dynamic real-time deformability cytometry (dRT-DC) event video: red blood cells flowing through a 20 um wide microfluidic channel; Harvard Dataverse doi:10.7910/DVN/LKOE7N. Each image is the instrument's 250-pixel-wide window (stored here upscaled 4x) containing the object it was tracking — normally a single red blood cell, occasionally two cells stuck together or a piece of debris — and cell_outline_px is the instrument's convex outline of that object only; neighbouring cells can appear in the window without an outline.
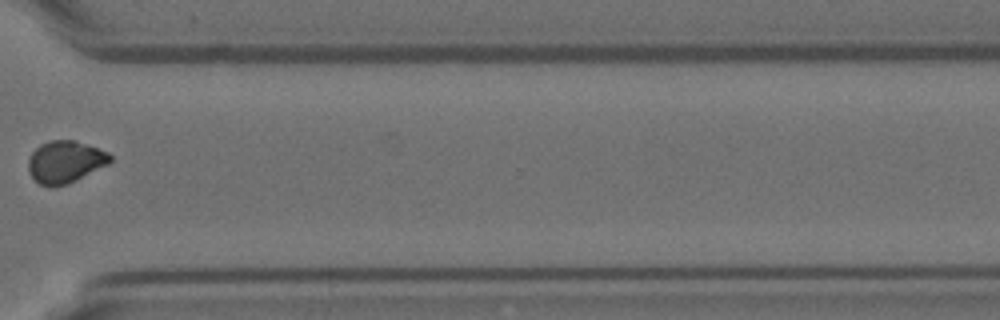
{"species": "Egyptian fruit bat (a non-hibernating species)", "species_latin": "Rousettus aegyptiacus", "temperature_condition": "room temperature", "stored_images_in_passage": 15, "camera_frame_rate_fps": 3000, "um_per_image_px": 0.085, "animal": {"sex": "female"}, "frame": {"image": 1, "passage_image": 11, "time_ms": 3.333, "image_size_px": [1000, 320], "cell_outline_px": [[112, 160], [108, 164], [64, 184], [52, 188], [40, 184], [28, 172], [28, 160], [32, 152], [40, 144], [52, 140], [76, 140], [108, 152], [112, 156]], "centroid_in_image_um": [5.52, 13.74], "position_along_channel_um": 365.1, "area_um2": 19.83}}
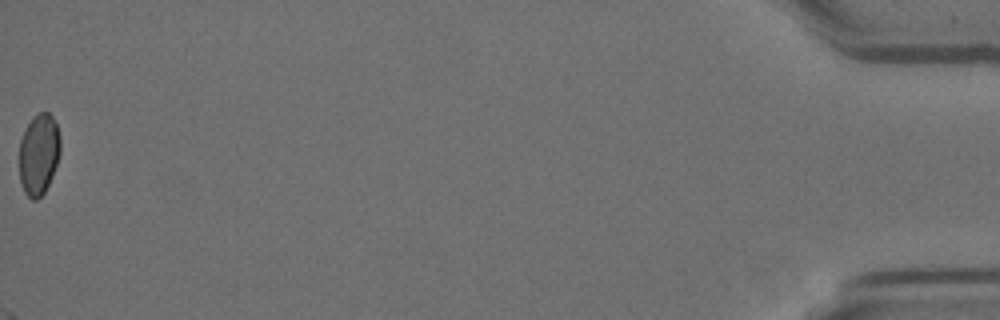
{"frame": {"image": 2, "passage_image": 15, "time_ms": 4.667, "image_size_px": [1000, 320], "cell_outline_px": [[60, 152], [52, 176], [44, 192], [36, 200], [32, 200], [24, 192], [20, 180], [20, 140], [32, 116], [40, 112], [48, 112], [52, 116], [56, 124], [60, 136]], "centroid_in_image_um": [3.3, 13.1], "position_along_channel_um": 431.9, "area_um2": 19.25}}